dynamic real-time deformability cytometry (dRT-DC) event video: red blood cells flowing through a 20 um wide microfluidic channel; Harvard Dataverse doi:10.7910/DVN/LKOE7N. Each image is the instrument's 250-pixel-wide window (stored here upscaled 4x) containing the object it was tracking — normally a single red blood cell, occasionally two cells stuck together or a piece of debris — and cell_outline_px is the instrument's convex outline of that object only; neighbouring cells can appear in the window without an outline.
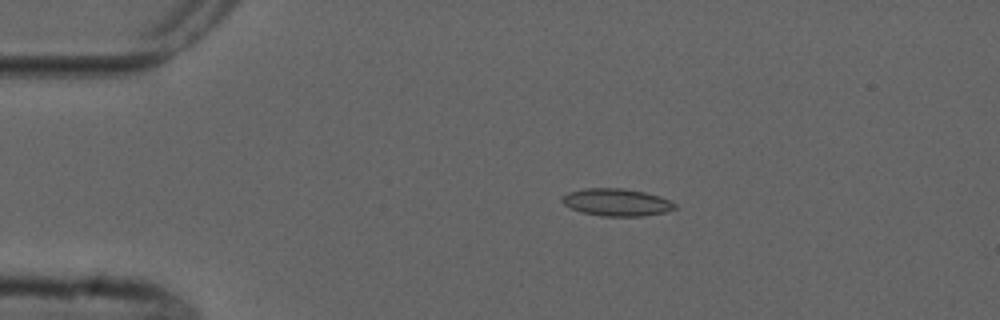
{"species": "common noctule bat (a hibernating species)", "species_latin": "Nyctalus noctula", "temperature_condition": "cold", "stored_images_in_passage": 6, "camera_frame_rate_fps": 3000, "um_per_image_px": 0.085, "animal": {"sex": "male", "forearm_length_mm": 52.5}, "frame": {"image": 1, "passage_image": 4, "time_ms": 3.333, "image_size_px": [1000, 320], "cell_outline_px": [[676, 208], [664, 212], [644, 216], [600, 216], [580, 212], [564, 204], [560, 200], [560, 196], [568, 192], [584, 188], [624, 188], [644, 192], [660, 196], [676, 204]], "centroid_in_image_um": [52.37, 17.19], "position_along_channel_um": 32.6, "area_um2": 18.09}}
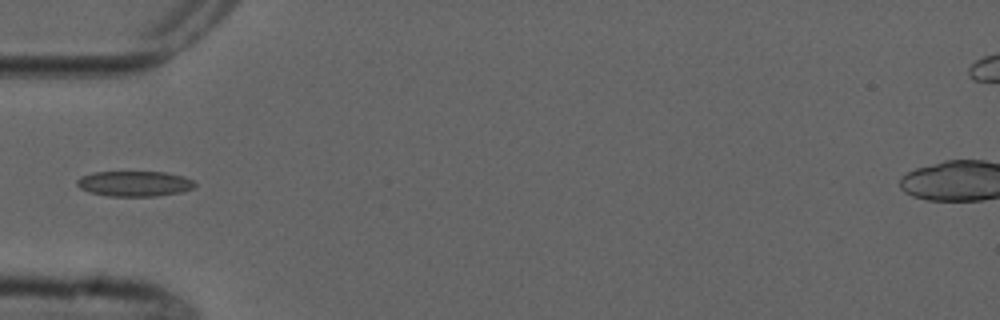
{"frame": {"image": 2, "passage_image": 6, "time_ms": 5.667, "image_size_px": [1000, 320], "cell_outline_px": [[196, 184], [192, 188], [180, 192], [156, 196], [108, 196], [88, 192], [80, 188], [76, 184], [76, 180], [80, 176], [92, 172], [164, 172], [184, 176], [192, 180]], "centroid_in_image_um": [11.38, 15.61], "position_along_channel_um": 73.6, "area_um2": 17.46}}